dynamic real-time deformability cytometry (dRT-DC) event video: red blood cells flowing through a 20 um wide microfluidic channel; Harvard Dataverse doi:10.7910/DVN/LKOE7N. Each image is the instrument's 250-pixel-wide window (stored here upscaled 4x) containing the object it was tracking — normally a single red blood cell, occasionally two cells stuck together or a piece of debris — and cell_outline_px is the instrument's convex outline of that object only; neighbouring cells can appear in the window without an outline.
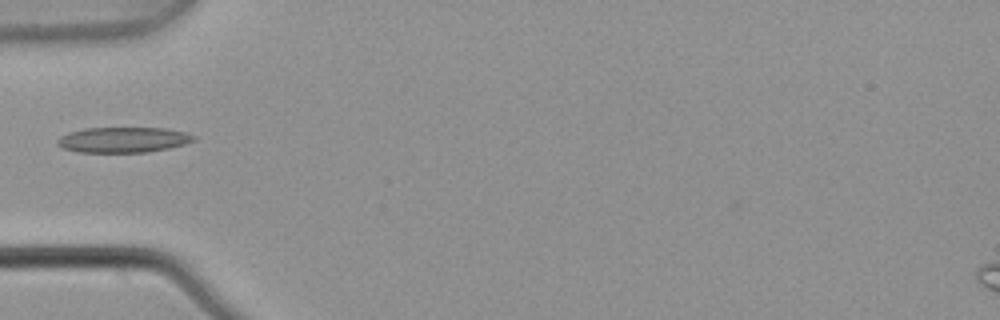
{"species": "common noctule bat (a hibernating species)", "species_latin": "Nyctalus noctula", "temperature_condition": "warm", "stored_images_in_passage": 6, "camera_frame_rate_fps": 3000, "um_per_image_px": 0.085, "animal": {"sex": "male", "body_mass_g": 21.5, "forearm_length_mm": 52.0}, "frame": {"image": 1, "passage_image": 5, "time_ms": 1.333, "image_size_px": [1000, 320], "cell_outline_px": [[196, 140], [184, 144], [168, 148], [148, 152], [76, 152], [64, 148], [56, 144], [56, 140], [60, 136], [68, 132], [84, 128], [168, 128], [184, 132], [196, 136]], "centroid_in_image_um": [10.46, 11.88], "position_along_channel_um": 74.5, "area_um2": 20.29}}
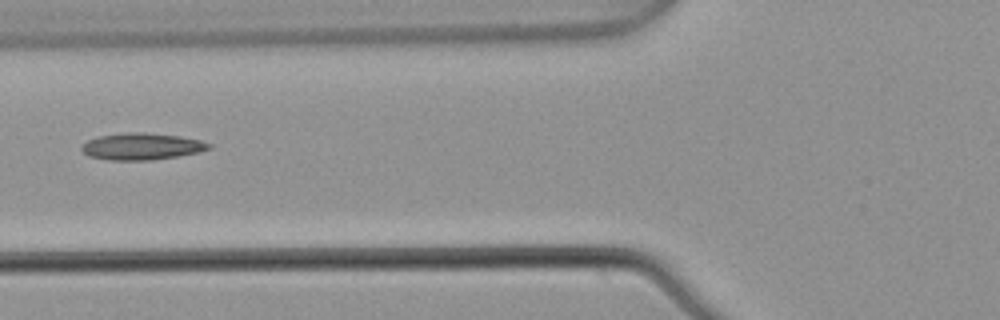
{"frame": {"image": 2, "passage_image": 6, "time_ms": 1.667, "image_size_px": [1000, 320], "cell_outline_px": [[212, 148], [200, 152], [152, 160], [108, 160], [88, 156], [80, 148], [88, 140], [100, 136], [124, 132], [144, 132], [180, 136], [200, 140], [212, 144]], "centroid_in_image_um": [12.07, 12.44], "position_along_channel_um": 113.7, "area_um2": 19.88}}